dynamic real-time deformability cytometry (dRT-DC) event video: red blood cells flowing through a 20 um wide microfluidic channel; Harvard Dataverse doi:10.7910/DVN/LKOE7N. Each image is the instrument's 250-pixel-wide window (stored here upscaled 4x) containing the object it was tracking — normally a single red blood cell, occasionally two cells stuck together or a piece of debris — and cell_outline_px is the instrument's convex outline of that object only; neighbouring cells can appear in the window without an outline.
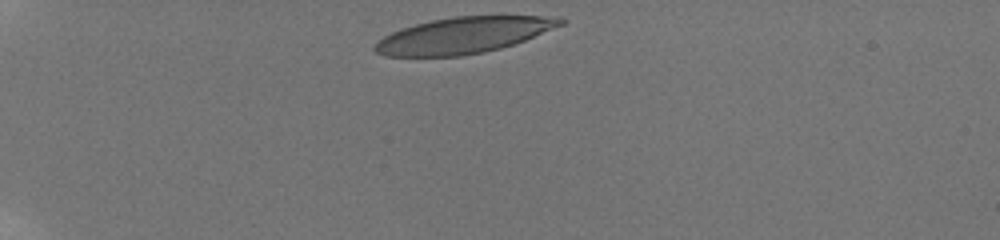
{"species": "human", "species_latin": "Homo sapiens", "temperature_condition": "room temperature", "stored_images_in_passage": 39, "camera_frame_rate_fps": 3000, "um_per_image_px": 0.085, "donor": {"sex": "male"}, "frame": {"image": 1, "passage_image": 1, "time_ms": 0.0, "image_size_px": [1000, 240], "cell_outline_px": [[568, 20], [564, 24], [524, 40], [500, 48], [484, 52], [460, 56], [384, 56], [376, 52], [372, 48], [384, 36], [392, 32], [416, 24], [432, 20], [456, 16], [564, 16]], "centroid_in_image_um": [39.44, 2.99], "position_along_channel_um": 45.6, "area_um2": 38.84}}
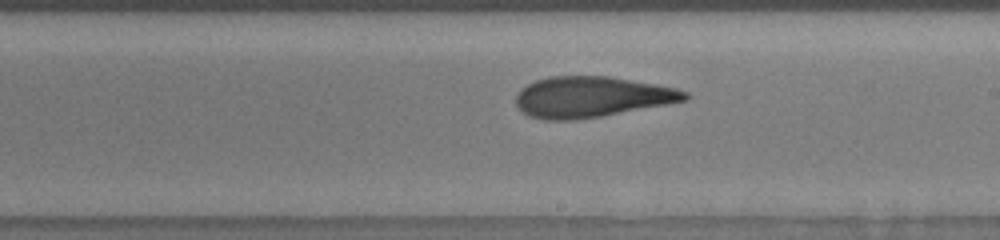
{"frame": {"image": 2, "passage_image": 22, "time_ms": 6.667, "image_size_px": [1000, 240], "cell_outline_px": [[692, 96], [688, 100], [600, 116], [576, 120], [544, 120], [528, 116], [520, 112], [516, 104], [516, 92], [520, 88], [536, 80], [548, 76], [608, 76], [656, 84], [676, 88], [688, 92]], "centroid_in_image_um": [50.25, 8.24], "position_along_channel_um": 238.8, "area_um2": 40.34}}
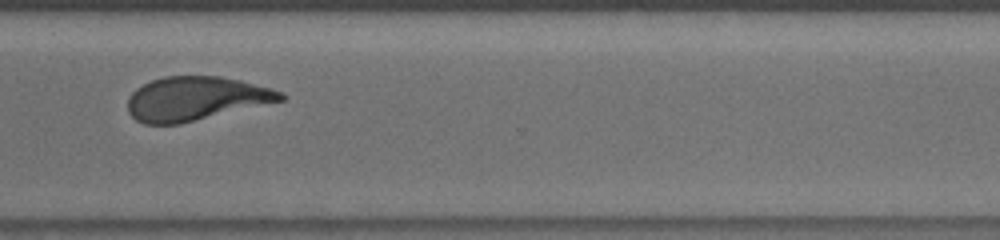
{"frame": {"image": 3, "passage_image": 32, "time_ms": 9.667, "image_size_px": [1000, 240], "cell_outline_px": [[284, 100], [180, 124], [144, 124], [136, 120], [128, 112], [128, 96], [136, 88], [152, 80], [164, 76], [220, 76], [240, 80], [284, 92]], "centroid_in_image_um": [16.61, 8.38], "position_along_channel_um": 354.0, "area_um2": 39.02}, "authors_computed_cell_mechanics": {"area_um2": 40.46, "velocity_mm_per_s": 3.8381, "shape_relaxation_time_tau1_ms": 10.6586, "shape_relaxation_time_tau2_ms": 1.9336, "deformation_change_tau1": 0.3083, "deformation_change_tau2": 0.1071}}